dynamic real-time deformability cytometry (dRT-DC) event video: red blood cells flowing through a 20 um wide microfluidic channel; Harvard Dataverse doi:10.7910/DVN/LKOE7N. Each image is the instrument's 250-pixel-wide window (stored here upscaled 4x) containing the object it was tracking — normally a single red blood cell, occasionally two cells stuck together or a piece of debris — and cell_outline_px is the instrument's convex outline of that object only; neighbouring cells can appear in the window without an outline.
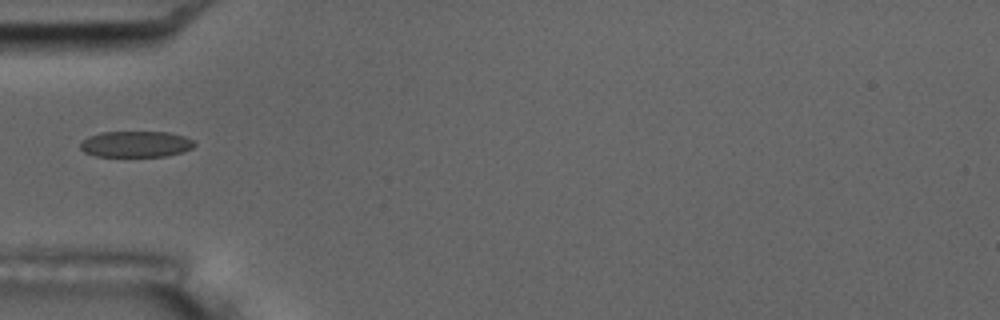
{"species": "common noctule bat (a hibernating species)", "species_latin": "Nyctalus noctula", "temperature_condition": "room temperature", "stored_images_in_passage": 7, "camera_frame_rate_fps": 3000, "um_per_image_px": 0.085, "animal": {"sex": "male", "body_mass_g": 17.5, "forearm_length_mm": 52.3}, "frame": {"image": 1, "passage_image": 5, "time_ms": 5.333, "image_size_px": [1000, 320], "cell_outline_px": [[196, 144], [192, 148], [184, 152], [164, 156], [96, 156], [84, 152], [80, 148], [80, 144], [88, 136], [100, 132], [168, 132], [184, 136], [192, 140]], "centroid_in_image_um": [11.55, 12.25], "position_along_channel_um": 73.4, "area_um2": 17.34}}